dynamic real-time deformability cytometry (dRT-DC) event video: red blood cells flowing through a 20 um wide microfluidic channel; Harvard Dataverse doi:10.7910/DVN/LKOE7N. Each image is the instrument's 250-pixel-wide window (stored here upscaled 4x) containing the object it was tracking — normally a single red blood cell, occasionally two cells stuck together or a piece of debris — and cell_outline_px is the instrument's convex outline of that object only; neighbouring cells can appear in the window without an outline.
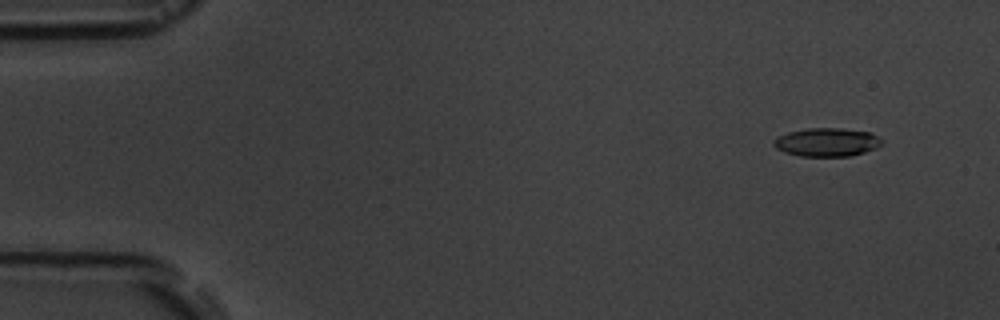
{"species": "common noctule bat (a hibernating species)", "species_latin": "Nyctalus noctula", "temperature_condition": "room temperature", "stored_images_in_passage": 6, "camera_frame_rate_fps": 3000, "um_per_image_px": 0.085, "animal": {"sex": "male", "body_mass_g": 19.5, "forearm_length_mm": 54.6}, "frame": {"image": 1, "passage_image": 2, "time_ms": 1.0, "image_size_px": [1000, 320], "cell_outline_px": [[880, 144], [876, 148], [864, 152], [848, 156], [800, 156], [784, 152], [776, 148], [772, 144], [772, 140], [776, 136], [788, 132], [808, 128], [840, 128], [872, 132], [880, 140]], "centroid_in_image_um": [70.22, 12.08], "position_along_channel_um": 14.8, "area_um2": 17.92}}
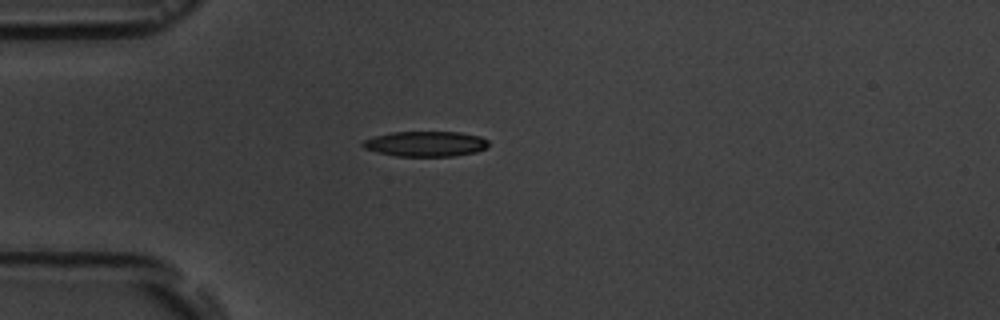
{"frame": {"image": 2, "passage_image": 5, "time_ms": 4.667, "image_size_px": [1000, 320], "cell_outline_px": [[488, 144], [484, 148], [476, 152], [452, 156], [396, 156], [376, 152], [364, 148], [360, 144], [364, 140], [376, 136], [392, 132], [460, 132], [480, 136], [488, 140]], "centroid_in_image_um": [36.16, 12.23], "position_along_channel_um": 48.8, "area_um2": 18.44}}